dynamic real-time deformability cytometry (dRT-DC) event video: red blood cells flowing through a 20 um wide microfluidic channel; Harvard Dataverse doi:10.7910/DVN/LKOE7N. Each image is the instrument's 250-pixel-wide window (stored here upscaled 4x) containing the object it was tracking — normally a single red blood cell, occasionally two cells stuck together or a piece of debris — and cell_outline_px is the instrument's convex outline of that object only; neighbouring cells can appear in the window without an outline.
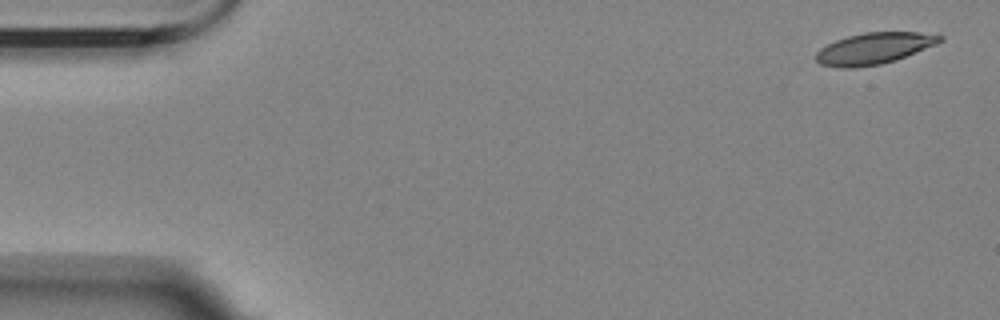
{"species": "Egyptian fruit bat (a non-hibernating species)", "species_latin": "Rousettus aegyptiacus", "temperature_condition": "room temperature", "stored_images_in_passage": 53, "camera_frame_rate_fps": 3000, "um_per_image_px": 0.085, "animal": {"sex": "female"}, "frame": {"image": 1, "passage_image": 1, "time_ms": 0.0, "image_size_px": [1000, 320], "cell_outline_px": [[944, 40], [936, 44], [904, 56], [880, 64], [856, 68], [840, 68], [820, 64], [816, 60], [816, 52], [820, 48], [836, 40], [848, 36], [864, 32], [916, 32], [944, 36]], "centroid_in_image_um": [74.25, 4.11], "position_along_channel_um": 10.8, "area_um2": 22.37}}
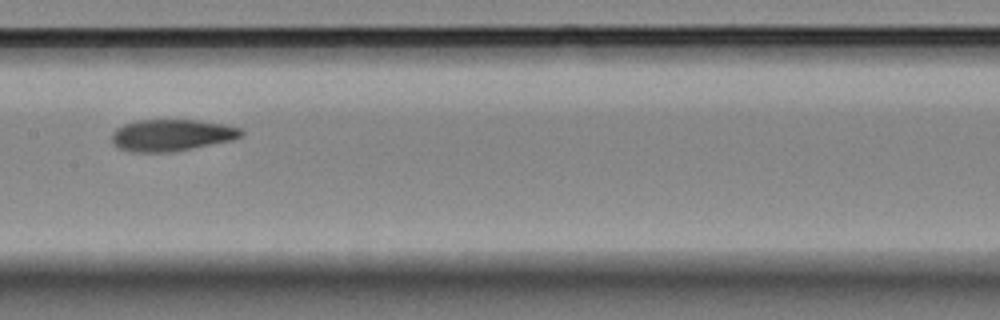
{"frame": {"image": 2, "passage_image": 27, "time_ms": 8.667, "image_size_px": [1000, 320], "cell_outline_px": [[244, 132], [240, 136], [232, 140], [172, 152], [132, 152], [120, 148], [112, 144], [112, 132], [116, 128], [124, 124], [136, 120], [200, 120], [224, 124], [240, 128]], "centroid_in_image_um": [14.56, 11.48], "position_along_channel_um": 192.8, "area_um2": 23.93}}
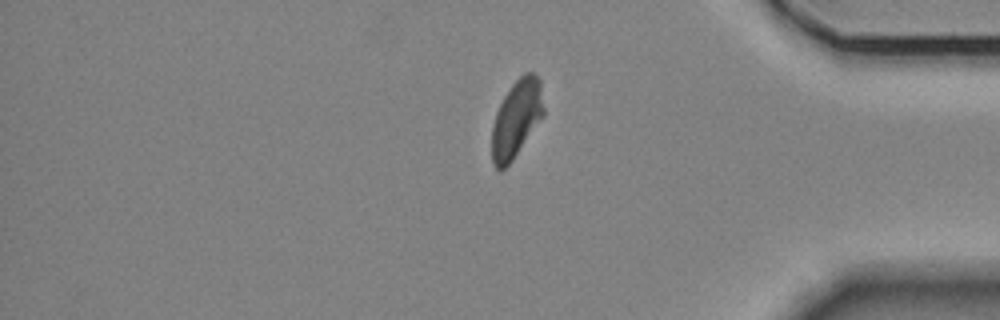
{"frame": {"image": 3, "passage_image": 46, "time_ms": 15.0, "image_size_px": [1000, 320], "cell_outline_px": [[544, 116], [512, 160], [500, 172], [492, 164], [492, 124], [496, 112], [504, 96], [512, 84], [524, 72], [532, 72], [540, 80], [544, 108]], "centroid_in_image_um": [43.89, 10.09], "position_along_channel_um": 391.3, "area_um2": 23.35}, "authors_computed_cell_mechanics": {"area_um2": 23.7558, "velocity_mm_per_s": 3.4977, "shape_relaxation_time_tau1_ms": 8.3508, "shape_relaxation_time_tau2_ms": 4.1956, "deformation_change_tau1": 0.2069, "deformation_change_tau2": 0.1132}}